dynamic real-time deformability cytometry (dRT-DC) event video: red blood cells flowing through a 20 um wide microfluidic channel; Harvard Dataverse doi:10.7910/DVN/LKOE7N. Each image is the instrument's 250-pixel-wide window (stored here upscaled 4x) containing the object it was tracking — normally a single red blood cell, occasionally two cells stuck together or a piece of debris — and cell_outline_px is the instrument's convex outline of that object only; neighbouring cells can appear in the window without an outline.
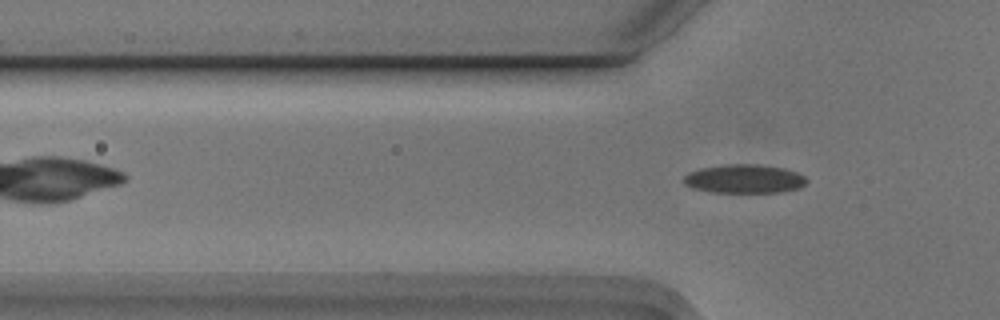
{"species": "Egyptian fruit bat (a non-hibernating species)", "species_latin": "Rousettus aegyptiacus", "temperature_condition": "cold", "stored_images_in_passage": 3, "camera_frame_rate_fps": 3000, "um_per_image_px": 0.085, "animal": {"sex": "male"}, "frame": {"image": 1, "passage_image": 3, "time_ms": 0.667, "image_size_px": [1000, 320], "cell_outline_px": [[808, 180], [800, 188], [780, 192], [712, 192], [692, 188], [684, 184], [684, 176], [688, 172], [700, 168], [724, 164], [756, 164], [784, 168], [796, 172], [804, 176]], "centroid_in_image_um": [63.25, 15.2], "position_along_channel_um": 62.6, "area_um2": 20.63}}